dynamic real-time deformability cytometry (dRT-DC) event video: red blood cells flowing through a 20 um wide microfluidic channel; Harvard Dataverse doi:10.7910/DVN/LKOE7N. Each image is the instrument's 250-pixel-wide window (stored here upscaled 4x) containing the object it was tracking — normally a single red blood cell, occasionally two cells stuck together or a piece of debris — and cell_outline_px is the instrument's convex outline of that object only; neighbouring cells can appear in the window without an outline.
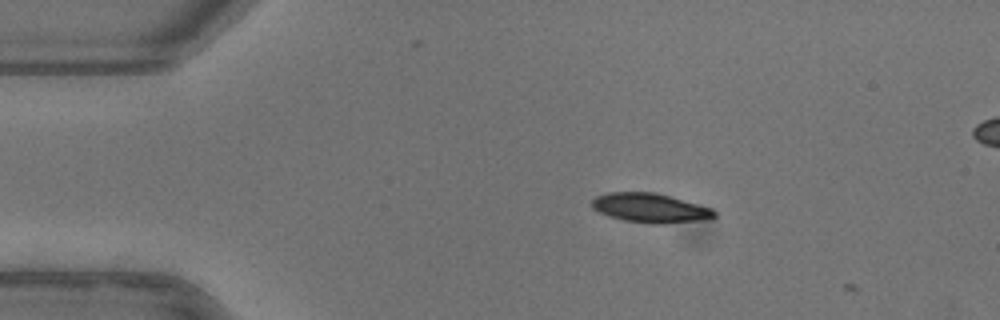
{"species": "common noctule bat (a hibernating species)", "species_latin": "Nyctalus noctula", "temperature_condition": "warm", "stored_images_in_passage": 6, "camera_frame_rate_fps": 3000, "um_per_image_px": 0.085, "animal": {"sex": "female"}, "frame": {"image": 1, "passage_image": 3, "time_ms": 0.667, "image_size_px": [1000, 320], "cell_outline_px": [[716, 216], [696, 220], [664, 224], [652, 224], [624, 220], [608, 216], [592, 208], [592, 200], [596, 196], [608, 192], [656, 192], [712, 208], [716, 212]], "centroid_in_image_um": [55.23, 17.67], "position_along_channel_um": 29.8, "area_um2": 20.75}}